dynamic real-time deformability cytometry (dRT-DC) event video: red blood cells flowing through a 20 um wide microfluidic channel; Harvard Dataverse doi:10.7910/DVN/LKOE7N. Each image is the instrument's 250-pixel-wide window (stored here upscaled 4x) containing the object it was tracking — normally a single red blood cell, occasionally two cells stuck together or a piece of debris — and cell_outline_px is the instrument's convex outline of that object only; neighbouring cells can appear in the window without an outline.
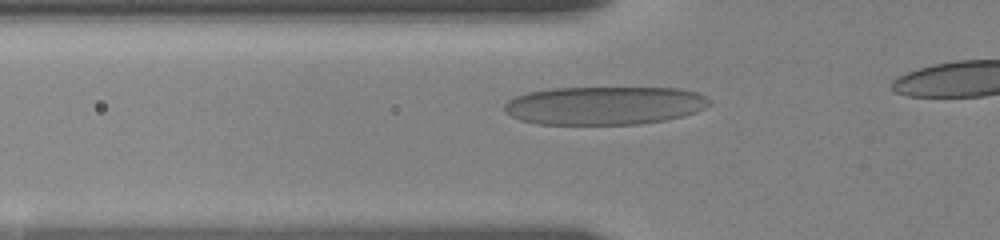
{"species": "human", "species_latin": "Homo sapiens", "temperature_condition": "room temperature", "stored_images_in_passage": 9, "camera_frame_rate_fps": 3000, "um_per_image_px": 0.085, "donor": {"sex": "female"}, "frame": {"image": 1, "passage_image": 5, "time_ms": 1.333, "image_size_px": [1000, 240], "cell_outline_px": [[712, 104], [696, 112], [684, 116], [664, 120], [640, 124], [536, 124], [520, 120], [504, 112], [504, 104], [508, 100], [516, 96], [528, 92], [552, 88], [680, 88], [696, 92], [708, 96], [712, 100]], "centroid_in_image_um": [51.41, 8.97], "position_along_channel_um": 74.4, "area_um2": 46.12}}
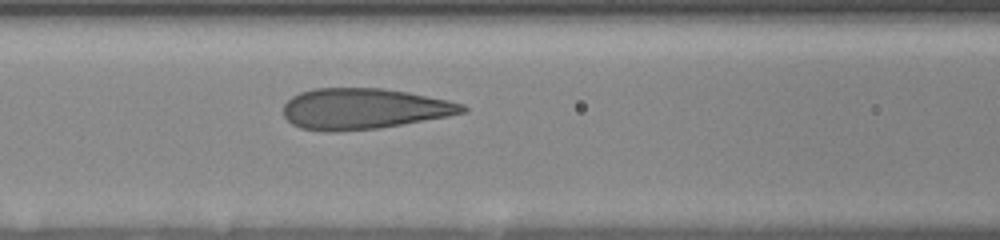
{"frame": {"image": 2, "passage_image": 8, "time_ms": 3.0, "image_size_px": [1000, 240], "cell_outline_px": [[468, 112], [448, 116], [380, 128], [332, 132], [324, 132], [300, 128], [292, 124], [284, 116], [284, 104], [292, 96], [300, 92], [316, 88], [380, 88], [408, 92], [448, 100], [464, 104], [468, 108]], "centroid_in_image_um": [30.92, 9.25], "position_along_channel_um": 135.7, "area_um2": 42.77}}